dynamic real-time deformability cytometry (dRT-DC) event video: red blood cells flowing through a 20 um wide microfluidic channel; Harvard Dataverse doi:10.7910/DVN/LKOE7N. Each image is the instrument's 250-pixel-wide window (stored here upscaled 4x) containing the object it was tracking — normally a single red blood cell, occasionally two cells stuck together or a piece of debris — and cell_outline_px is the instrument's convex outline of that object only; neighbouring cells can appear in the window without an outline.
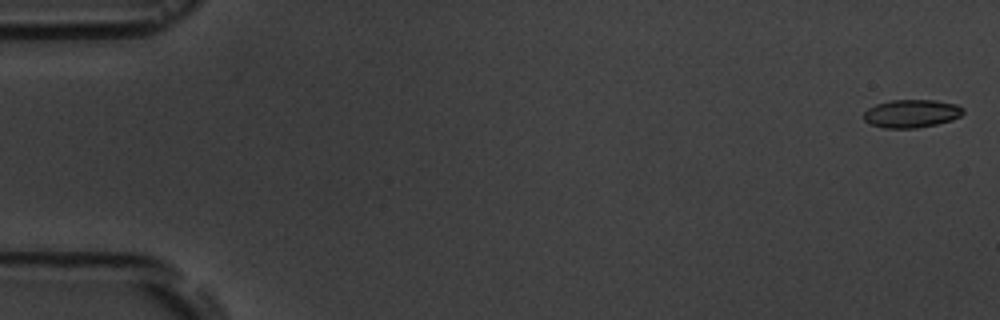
{"species": "common noctule bat (a hibernating species)", "species_latin": "Nyctalus noctula", "temperature_condition": "room temperature", "stored_images_in_passage": 16, "camera_frame_rate_fps": 3000, "um_per_image_px": 0.085, "animal": {"sex": "male", "body_mass_g": 19.5, "forearm_length_mm": 54.6}, "frame": {"image": 1, "passage_image": 1, "time_ms": 0.0, "image_size_px": [1000, 320], "cell_outline_px": [[964, 112], [960, 116], [952, 120], [936, 124], [916, 128], [884, 128], [868, 124], [864, 120], [864, 112], [868, 108], [876, 104], [892, 100], [936, 100], [956, 104], [964, 108]], "centroid_in_image_um": [77.47, 9.65], "position_along_channel_um": 7.5, "area_um2": 16.36}}
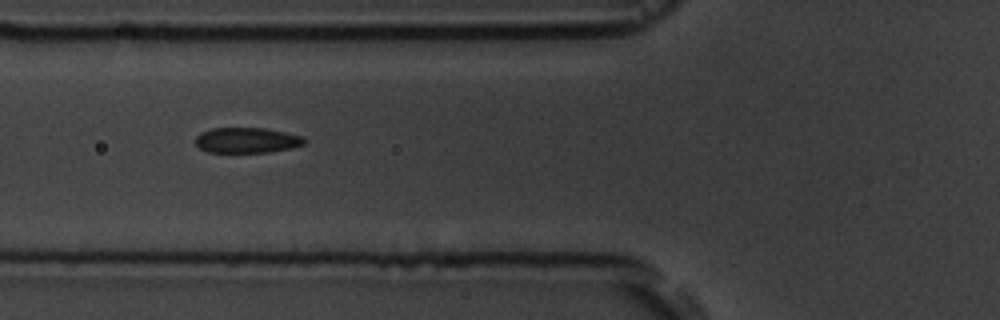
{"frame": {"image": 2, "passage_image": 7, "time_ms": 6.667, "image_size_px": [1000, 320], "cell_outline_px": [[308, 140], [304, 144], [292, 148], [268, 152], [208, 152], [200, 148], [196, 144], [196, 136], [200, 132], [212, 128], [264, 128], [304, 136]], "centroid_in_image_um": [21.01, 11.92], "position_along_channel_um": 104.8, "area_um2": 16.18}}
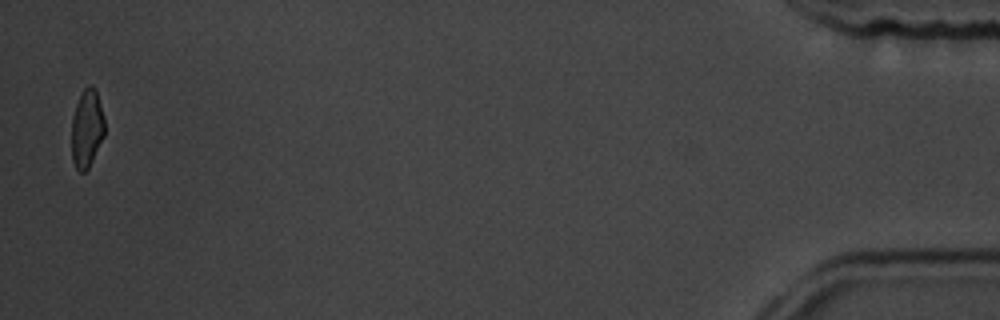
{"frame": {"image": 3, "passage_image": 16, "time_ms": 18.0, "image_size_px": [1000, 320], "cell_outline_px": [[104, 136], [88, 168], [84, 172], [80, 172], [76, 168], [72, 160], [72, 116], [76, 104], [84, 88], [88, 84], [92, 84], [96, 88], [104, 116]], "centroid_in_image_um": [7.39, 10.88], "position_along_channel_um": 427.8, "area_um2": 15.09}, "authors_computed_cell_mechanics": {"area_um2": 16.6753, "velocity_mm_per_s": 3.6781, "shape_relaxation_time_tau1_ms": 2.6674, "shape_relaxation_time_tau2_ms": 1.0576, "deformation_change_tau1": 0.1159, "deformation_change_tau2": 0.0491}}